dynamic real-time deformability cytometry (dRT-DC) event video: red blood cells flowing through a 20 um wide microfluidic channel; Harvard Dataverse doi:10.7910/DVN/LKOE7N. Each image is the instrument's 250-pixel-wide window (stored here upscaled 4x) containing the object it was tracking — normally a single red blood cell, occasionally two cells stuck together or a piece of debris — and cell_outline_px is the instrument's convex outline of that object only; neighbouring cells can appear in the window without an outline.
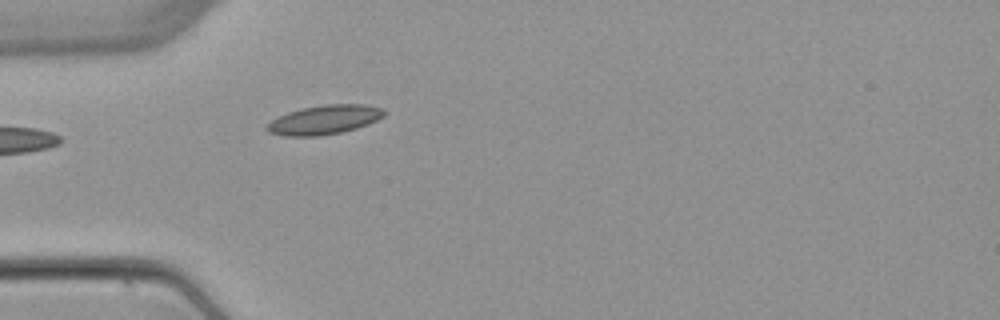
{"species": "common noctule bat (a hibernating species)", "species_latin": "Nyctalus noctula", "temperature_condition": "warm", "stored_images_in_passage": 5, "camera_frame_rate_fps": 3000, "um_per_image_px": 0.085, "animal": {"sex": "female", "body_mass_g": 22.7, "forearm_length_mm": 54.2}, "frame": {"image": 1, "passage_image": 5, "time_ms": 5.0, "image_size_px": [1000, 320], "cell_outline_px": [[388, 112], [384, 116], [368, 124], [356, 128], [340, 132], [320, 136], [284, 136], [268, 132], [264, 128], [276, 116], [288, 112], [304, 108], [324, 104], [364, 104], [384, 108]], "centroid_in_image_um": [27.58, 10.17], "position_along_channel_um": 57.4, "area_um2": 20.06}}